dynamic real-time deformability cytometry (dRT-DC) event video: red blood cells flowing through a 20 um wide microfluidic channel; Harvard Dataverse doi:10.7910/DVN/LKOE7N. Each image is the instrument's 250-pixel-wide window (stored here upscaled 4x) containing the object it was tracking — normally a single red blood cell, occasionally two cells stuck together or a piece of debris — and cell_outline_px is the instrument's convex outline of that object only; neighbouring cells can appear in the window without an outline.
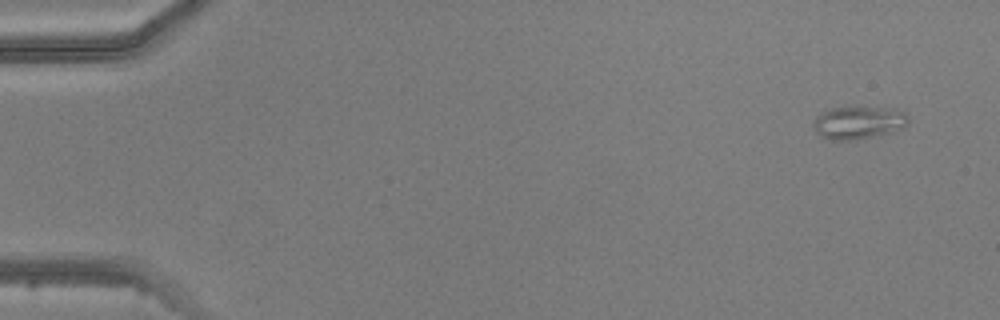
{"species": "common noctule bat (a hibernating species)", "species_latin": "Nyctalus noctula", "temperature_condition": "warm", "stored_images_in_passage": 5, "camera_frame_rate_fps": 3000, "um_per_image_px": 0.085, "animal": {"sex": "male", "body_mass_g": 20.5, "forearm_length_mm": 52.5}, "frame": {"image": 1, "passage_image": 1, "time_ms": 0.0, "image_size_px": [1000, 320], "cell_outline_px": [[908, 124], [904, 128], [892, 132], [856, 140], [832, 140], [820, 136], [816, 132], [812, 124], [816, 116], [820, 112], [832, 108], [896, 108], [904, 112], [908, 116]], "centroid_in_image_um": [72.98, 10.43], "position_along_channel_um": 12.0, "area_um2": 18.21}}
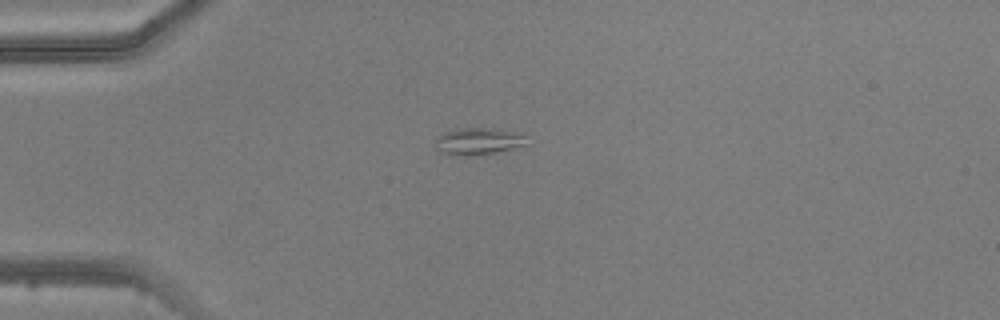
{"frame": {"image": 2, "passage_image": 3, "time_ms": 3.333, "image_size_px": [1000, 320], "cell_outline_px": [[532, 144], [492, 152], [468, 156], [464, 156], [440, 152], [436, 148], [436, 140], [444, 132], [460, 128], [492, 128], [512, 132], [524, 136]], "centroid_in_image_um": [40.67, 12.0], "position_along_channel_um": 44.3, "area_um2": 14.05}}